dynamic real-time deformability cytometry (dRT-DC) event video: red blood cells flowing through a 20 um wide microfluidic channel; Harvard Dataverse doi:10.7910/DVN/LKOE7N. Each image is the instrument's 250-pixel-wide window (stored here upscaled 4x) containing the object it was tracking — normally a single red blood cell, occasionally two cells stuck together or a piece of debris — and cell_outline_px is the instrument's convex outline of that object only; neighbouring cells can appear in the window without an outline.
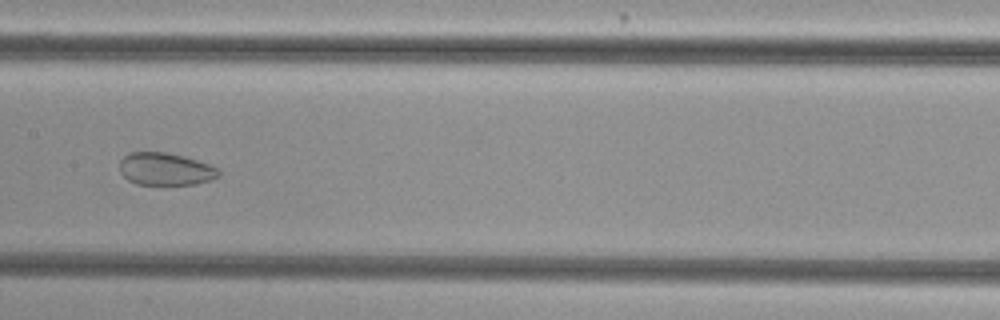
{"species": "common noctule bat (a hibernating species)", "species_latin": "Nyctalus noctula", "temperature_condition": "cold", "stored_images_in_passage": 55, "segment_of_instrument_passage": [2, 2], "camera_frame_rate_fps": 3000, "um_per_image_px": 0.085, "animal": {"sex": "female", "body_mass_g": 29.2, "forearm_length_mm": 56.3}, "frame": {"image": 1, "passage_image": 29, "time_ms": 9.333, "image_size_px": [1000, 320], "cell_outline_px": [[220, 176], [196, 184], [136, 184], [128, 180], [120, 172], [120, 160], [128, 152], [168, 152], [184, 156], [208, 164], [216, 168], [220, 172]], "centroid_in_image_um": [14.03, 14.36], "position_along_channel_um": 193.4, "area_um2": 18.67}}
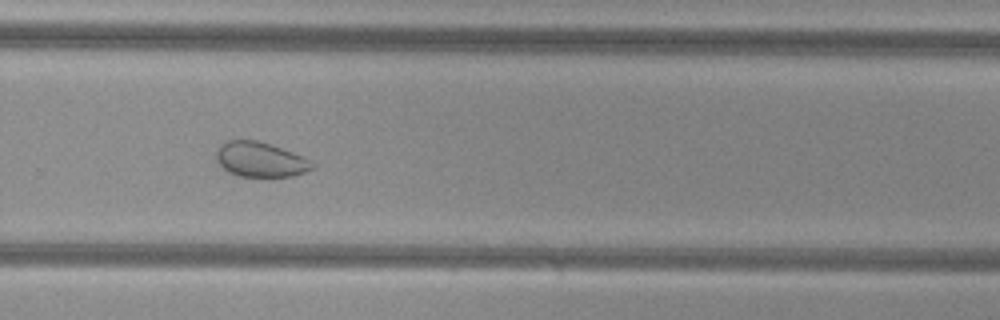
{"frame": {"image": 2, "passage_image": 38, "time_ms": 12.333, "image_size_px": [1000, 320], "cell_outline_px": [[316, 168], [292, 176], [240, 176], [228, 172], [216, 160], [216, 148], [220, 144], [228, 140], [256, 140], [272, 144], [304, 156], [316, 164]], "centroid_in_image_um": [22.15, 13.54], "position_along_channel_um": 307.6, "area_um2": 19.71}}
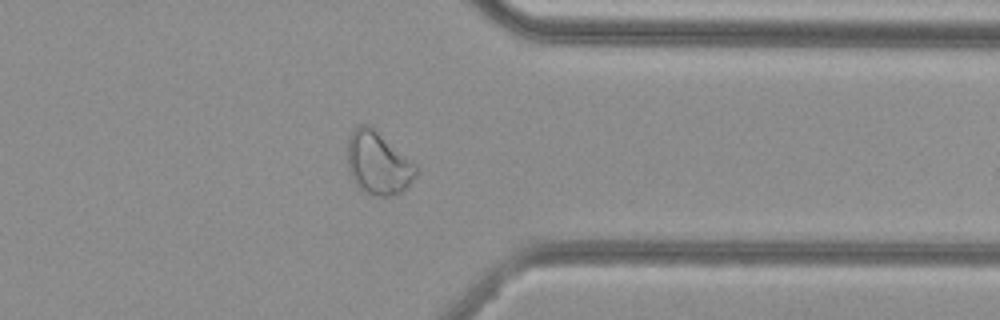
{"frame": {"image": 3, "passage_image": 44, "time_ms": 14.333, "image_size_px": [1000, 320], "cell_outline_px": [[420, 168], [416, 176], [400, 192], [388, 196], [376, 196], [364, 192], [352, 180], [348, 168], [348, 140], [352, 132], [360, 124], [368, 124], [416, 164]], "centroid_in_image_um": [32.14, 13.88], "position_along_channel_um": 379.3, "area_um2": 24.8}}